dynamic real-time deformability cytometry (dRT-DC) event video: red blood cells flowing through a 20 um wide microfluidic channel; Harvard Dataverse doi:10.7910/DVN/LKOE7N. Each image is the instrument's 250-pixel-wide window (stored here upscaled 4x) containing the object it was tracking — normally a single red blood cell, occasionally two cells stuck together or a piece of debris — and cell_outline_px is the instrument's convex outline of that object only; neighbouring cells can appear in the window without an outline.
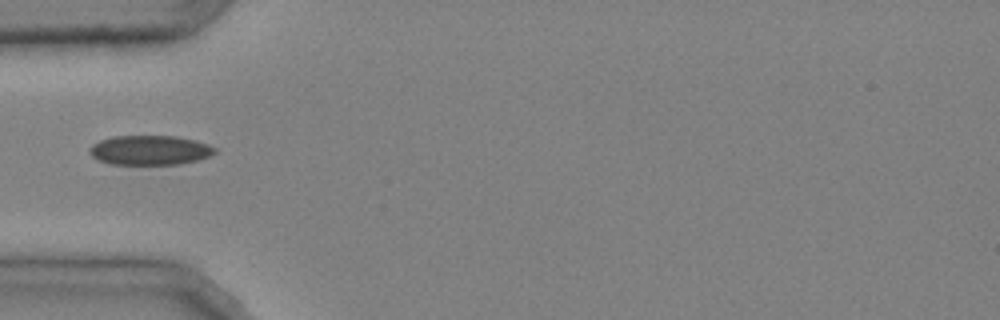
{"species": "common noctule bat (a hibernating species)", "species_latin": "Nyctalus noctula", "temperature_condition": "cold", "stored_images_in_passage": 31, "camera_frame_rate_fps": 3000, "um_per_image_px": 0.085, "animal": {"sex": "male", "body_mass_g": 20.4}, "frame": {"image": 1, "passage_image": 1, "time_ms": 0.0, "image_size_px": [1000, 320], "cell_outline_px": [[216, 152], [208, 156], [196, 160], [180, 164], [108, 164], [92, 156], [88, 152], [92, 144], [100, 140], [112, 136], [176, 136], [196, 140], [208, 144], [216, 148]], "centroid_in_image_um": [12.73, 12.76], "position_along_channel_um": 72.3, "area_um2": 21.56}}
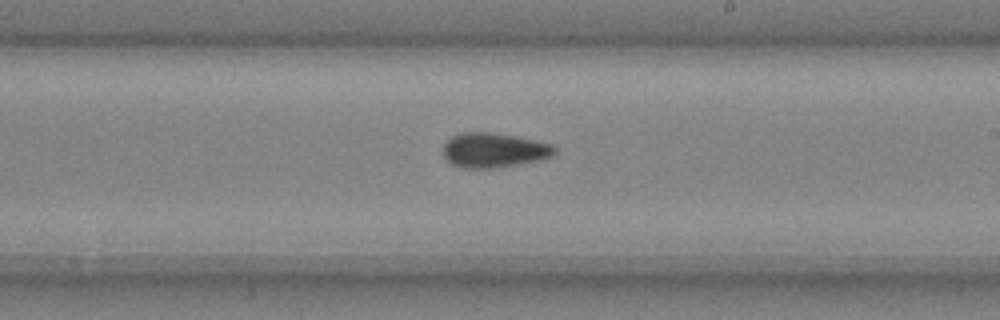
{"frame": {"image": 2, "passage_image": 14, "time_ms": 4.333, "image_size_px": [1000, 320], "cell_outline_px": [[556, 152], [552, 156], [540, 160], [492, 168], [464, 168], [452, 164], [444, 156], [444, 144], [452, 136], [460, 132], [492, 132], [552, 144], [556, 148]], "centroid_in_image_um": [41.97, 12.76], "position_along_channel_um": 247.0, "area_um2": 22.25}}
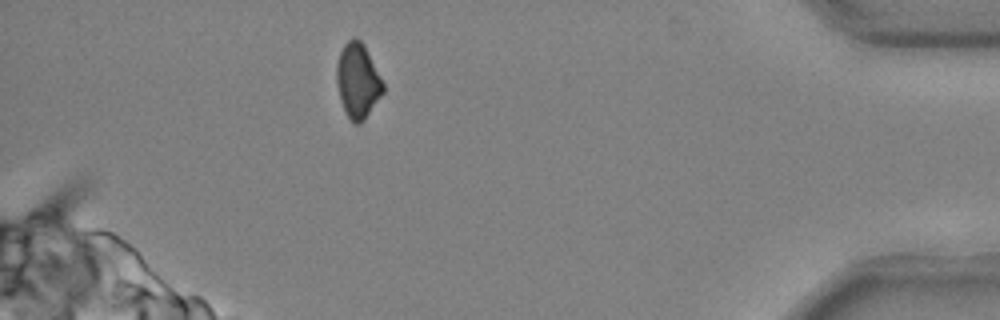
{"frame": {"image": 3, "passage_image": 29, "time_ms": 9.333, "image_size_px": [1000, 320], "cell_outline_px": [[384, 92], [364, 120], [360, 124], [356, 124], [348, 116], [340, 100], [336, 80], [336, 64], [340, 52], [344, 44], [352, 36], [356, 36], [364, 44], [384, 84]], "centroid_in_image_um": [30.4, 6.83], "position_along_channel_um": 404.8, "area_um2": 20.23}}